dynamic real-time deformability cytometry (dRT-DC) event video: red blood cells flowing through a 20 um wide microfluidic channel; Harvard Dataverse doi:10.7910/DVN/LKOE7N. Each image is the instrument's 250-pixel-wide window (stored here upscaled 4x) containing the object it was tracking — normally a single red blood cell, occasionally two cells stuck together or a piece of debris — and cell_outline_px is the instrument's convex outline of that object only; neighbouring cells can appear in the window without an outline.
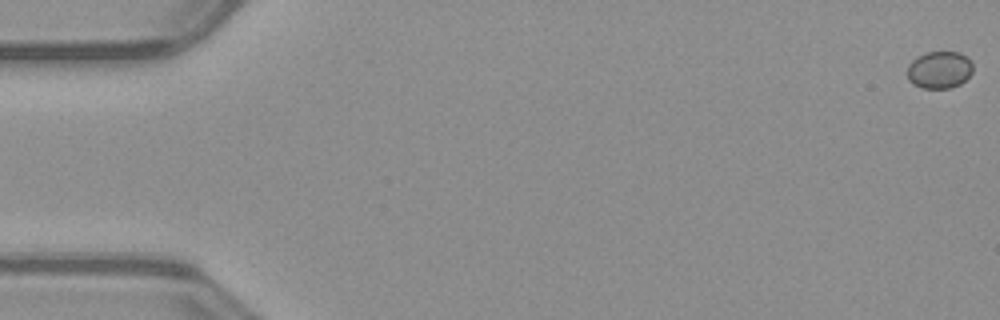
{"species": "common noctule bat (a hibernating species)", "species_latin": "Nyctalus noctula", "temperature_condition": "warm", "stored_images_in_passage": 46, "camera_frame_rate_fps": 3000, "um_per_image_px": 0.085, "animal": {"sex": "male", "body_mass_g": 23.1, "forearm_length_mm": 52.7}, "frame": {"image": 1, "passage_image": 1, "time_ms": 0.0, "image_size_px": [1000, 320], "cell_outline_px": [[972, 72], [960, 84], [952, 88], [920, 88], [912, 84], [908, 80], [908, 64], [916, 56], [928, 52], [960, 52], [972, 60]], "centroid_in_image_um": [79.84, 5.93], "position_along_channel_um": 5.2, "area_um2": 14.39}}
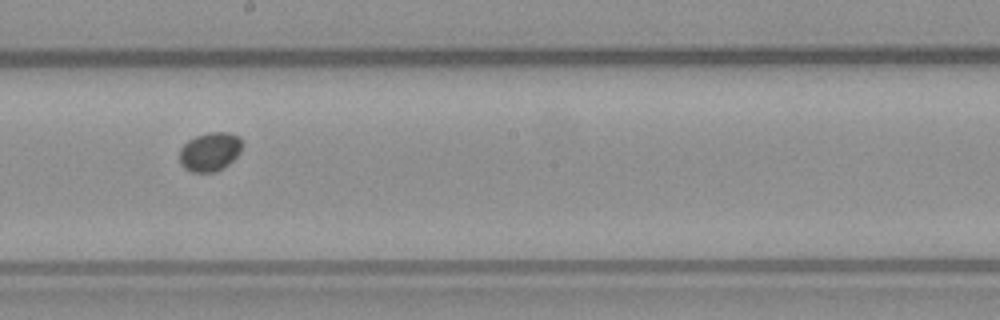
{"frame": {"image": 2, "passage_image": 30, "time_ms": 9.667, "image_size_px": [1000, 320], "cell_outline_px": [[240, 152], [224, 168], [216, 172], [192, 172], [184, 168], [180, 164], [180, 148], [188, 140], [196, 136], [208, 132], [228, 132], [240, 136]], "centroid_in_image_um": [17.82, 12.9], "position_along_channel_um": 230.4, "area_um2": 14.16}}
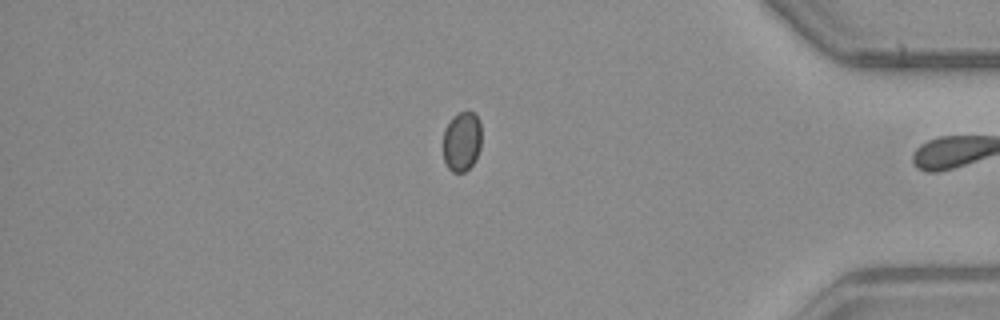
{"frame": {"image": 3, "passage_image": 45, "time_ms": 14.667, "image_size_px": [1000, 320], "cell_outline_px": [[480, 148], [476, 160], [464, 172], [452, 172], [448, 168], [444, 160], [444, 128], [452, 116], [460, 112], [472, 112], [480, 120]], "centroid_in_image_um": [39.25, 12.02], "position_along_channel_um": 396.0, "area_um2": 13.35}}